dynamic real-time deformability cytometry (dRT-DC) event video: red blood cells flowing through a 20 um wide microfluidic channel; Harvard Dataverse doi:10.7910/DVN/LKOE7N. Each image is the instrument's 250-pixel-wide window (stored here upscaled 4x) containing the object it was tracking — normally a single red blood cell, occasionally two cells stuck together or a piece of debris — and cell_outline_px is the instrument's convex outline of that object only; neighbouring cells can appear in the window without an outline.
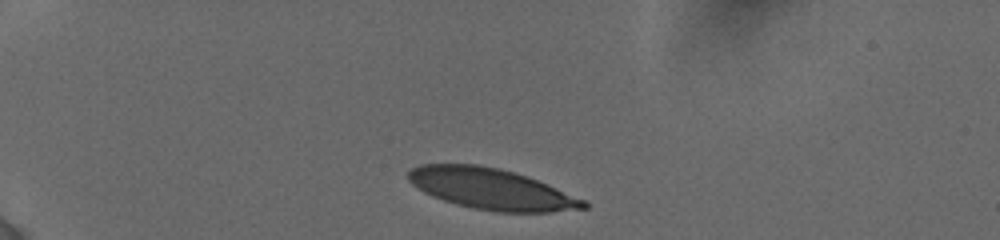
{"species": "human", "species_latin": "Homo sapiens", "temperature_condition": "cold", "stored_images_in_passage": 9, "camera_frame_rate_fps": 3000, "um_per_image_px": 0.085, "donor": {"sex": "female"}, "frame": {"image": 1, "passage_image": 1, "time_ms": 0.0, "image_size_px": [1000, 240], "cell_outline_px": [[588, 208], [548, 212], [496, 212], [472, 208], [456, 204], [432, 196], [416, 188], [408, 180], [408, 172], [412, 168], [420, 164], [476, 164], [500, 168], [528, 176], [588, 200]], "centroid_in_image_um": [41.79, 16.06], "position_along_channel_um": 43.2, "area_um2": 42.14}}
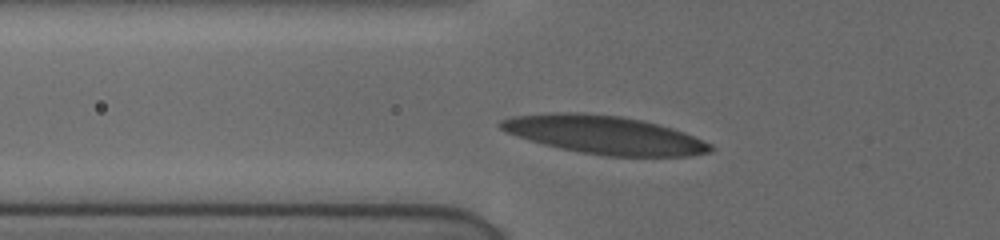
{"frame": {"image": 2, "passage_image": 7, "time_ms": 2.333, "image_size_px": [1000, 240], "cell_outline_px": [[716, 148], [712, 152], [688, 156], [604, 156], [580, 152], [560, 148], [528, 140], [504, 132], [496, 124], [500, 120], [512, 116], [548, 112], [584, 112], [620, 116], [644, 120], [660, 124], [684, 132], [712, 144]], "centroid_in_image_um": [51.35, 11.45], "position_along_channel_um": 74.5, "area_um2": 47.28}}